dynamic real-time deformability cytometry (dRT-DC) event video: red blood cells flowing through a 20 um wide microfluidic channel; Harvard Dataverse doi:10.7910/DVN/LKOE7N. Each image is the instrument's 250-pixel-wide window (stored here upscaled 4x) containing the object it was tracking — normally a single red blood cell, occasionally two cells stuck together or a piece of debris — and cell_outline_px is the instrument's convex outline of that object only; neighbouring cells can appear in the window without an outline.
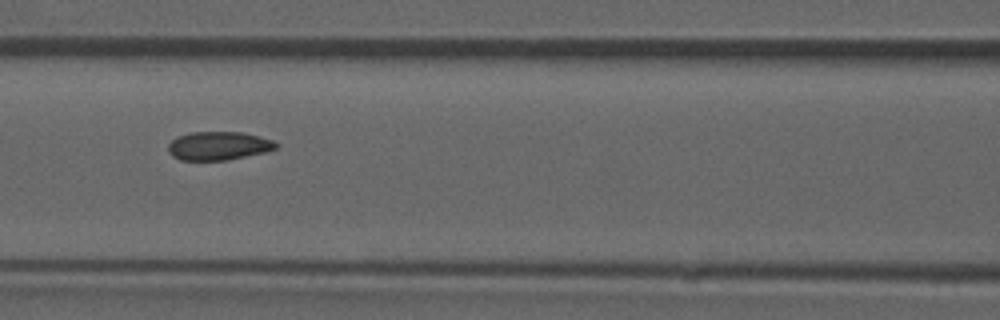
{"species": "common noctule bat (a hibernating species)", "species_latin": "Nyctalus noctula", "temperature_condition": "room temperature", "stored_images_in_passage": 52, "camera_frame_rate_fps": 3000, "um_per_image_px": 0.085, "animal": {"sex": "male", "forearm_length_mm": 52.5}, "frame": {"image": 1, "passage_image": 23, "time_ms": 7.333, "image_size_px": [1000, 320], "cell_outline_px": [[276, 148], [264, 152], [228, 160], [180, 160], [172, 156], [168, 152], [168, 144], [176, 136], [192, 132], [244, 132], [260, 136], [272, 140], [276, 144]], "centroid_in_image_um": [18.53, 12.39], "position_along_channel_um": 148.1, "area_um2": 17.92}, "authors_computed_cell_mechanics": {"area_um2": 18.2359, "velocity_mm_per_s": 3.904, "shape_relaxation_time_tau1_ms": null, "shape_relaxation_time_tau2_ms": 1.2472, "deformation_change_tau1": null, "deformation_change_tau2": 0.045}}